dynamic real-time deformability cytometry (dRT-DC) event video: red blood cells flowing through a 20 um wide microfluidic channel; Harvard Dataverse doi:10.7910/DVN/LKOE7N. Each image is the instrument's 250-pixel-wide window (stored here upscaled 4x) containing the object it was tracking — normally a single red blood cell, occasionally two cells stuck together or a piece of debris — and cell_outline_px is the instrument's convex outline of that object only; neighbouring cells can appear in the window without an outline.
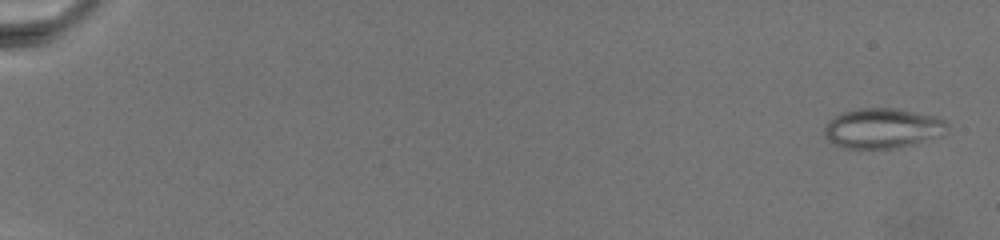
{"species": "common noctule bat (a hibernating species)", "species_latin": "Nyctalus noctula", "temperature_condition": "warm", "stored_images_in_passage": 74, "camera_frame_rate_fps": 3000, "um_per_image_px": 0.085, "animal": {"sex": "female", "body_mass_g": 19.5, "forearm_length_mm": 54.1}, "frame": {"image": 1, "passage_image": 3, "time_ms": 0.667, "image_size_px": [1000, 240], "cell_outline_px": [[948, 124], [940, 136], [916, 144], [896, 148], [844, 148], [832, 144], [824, 136], [824, 128], [836, 116], [844, 112], [860, 108], [896, 108], [932, 116], [944, 120]], "centroid_in_image_um": [75.0, 10.92], "position_along_channel_um": 10.0, "area_um2": 28.38}}
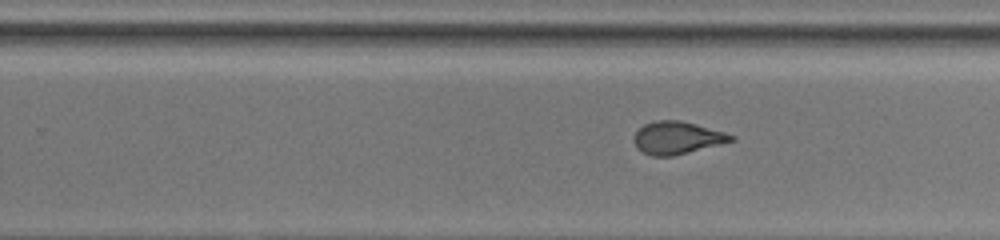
{"frame": {"image": 2, "passage_image": 50, "time_ms": 16.333, "image_size_px": [1000, 240], "cell_outline_px": [[736, 140], [672, 156], [652, 156], [636, 148], [632, 140], [632, 136], [644, 124], [656, 120], [680, 120], [696, 124], [724, 132], [736, 136]], "centroid_in_image_um": [57.53, 11.71], "position_along_channel_um": 272.3, "area_um2": 18.44}}
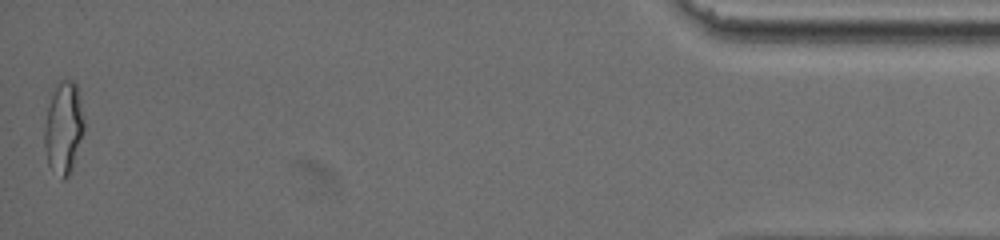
{"frame": {"image": 3, "passage_image": 74, "time_ms": 24.333, "image_size_px": [1000, 240], "cell_outline_px": [[84, 132], [72, 172], [64, 180], [60, 180], [48, 164], [44, 144], [44, 128], [48, 108], [52, 96], [60, 80], [72, 80], [76, 84], [84, 120]], "centroid_in_image_um": [5.42, 10.96], "position_along_channel_um": 429.8, "area_um2": 21.27}}